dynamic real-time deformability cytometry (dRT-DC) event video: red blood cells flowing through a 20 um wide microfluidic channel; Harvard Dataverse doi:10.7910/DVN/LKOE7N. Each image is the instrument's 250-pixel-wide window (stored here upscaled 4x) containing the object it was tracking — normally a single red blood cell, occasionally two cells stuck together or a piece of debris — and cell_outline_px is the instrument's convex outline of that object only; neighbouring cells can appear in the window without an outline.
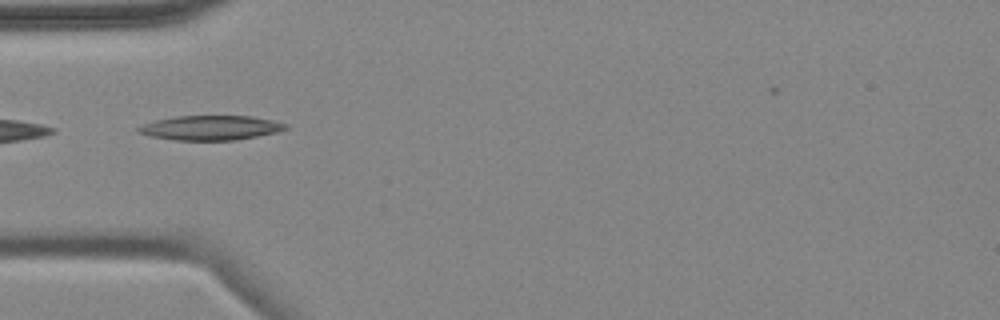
{"species": "common noctule bat (a hibernating species)", "species_latin": "Nyctalus noctula", "temperature_condition": "cold", "stored_images_in_passage": 9, "segment_of_instrument_passage": [1, 2], "camera_frame_rate_fps": 3000, "um_per_image_px": 0.085, "animal": {"sex": "female", "body_mass_g": 18.4}, "frame": {"image": 1, "passage_image": 1, "time_ms": 0.0, "image_size_px": [1000, 320], "cell_outline_px": [[288, 128], [276, 132], [236, 140], [176, 140], [152, 136], [136, 132], [136, 128], [144, 124], [156, 120], [176, 116], [252, 116], [272, 120], [288, 124]], "centroid_in_image_um": [17.9, 10.86], "position_along_channel_um": 67.1, "area_um2": 20.92}}
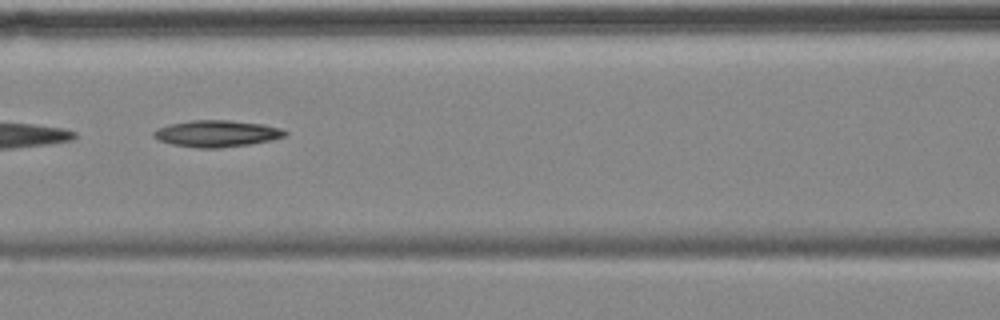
{"frame": {"image": 2, "passage_image": 3, "time_ms": 2.333, "image_size_px": [1000, 320], "cell_outline_px": [[288, 132], [284, 136], [272, 140], [248, 144], [220, 148], [200, 148], [172, 144], [160, 140], [152, 136], [152, 132], [156, 128], [168, 124], [192, 120], [228, 120], [264, 124], [280, 128]], "centroid_in_image_um": [18.4, 11.34], "position_along_channel_um": 148.2, "area_um2": 20.35}}
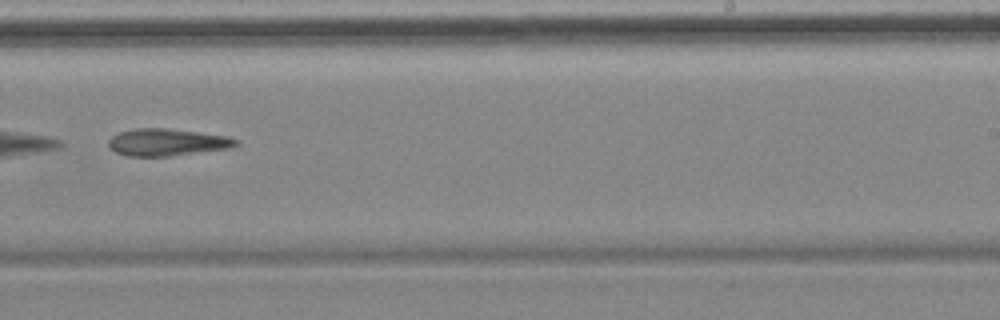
{"frame": {"image": 3, "passage_image": 6, "time_ms": 6.0, "image_size_px": [1000, 320], "cell_outline_px": [[240, 144], [228, 148], [168, 156], [128, 156], [116, 152], [108, 144], [108, 140], [112, 136], [120, 132], [136, 128], [164, 128], [228, 136], [240, 140]], "centroid_in_image_um": [14.21, 12.09], "position_along_channel_um": 274.8, "area_um2": 19.88}}